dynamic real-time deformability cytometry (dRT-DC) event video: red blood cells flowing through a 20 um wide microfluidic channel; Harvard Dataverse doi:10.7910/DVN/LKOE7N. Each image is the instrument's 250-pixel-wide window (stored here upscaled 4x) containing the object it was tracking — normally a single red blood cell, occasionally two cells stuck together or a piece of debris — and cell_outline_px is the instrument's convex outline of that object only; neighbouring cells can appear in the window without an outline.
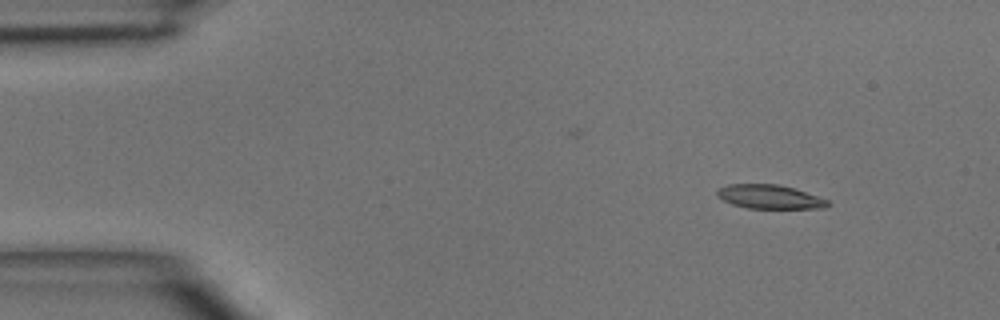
{"species": "common noctule bat (a hibernating species)", "species_latin": "Nyctalus noctula", "temperature_condition": "room temperature", "stored_images_in_passage": 5, "camera_frame_rate_fps": 3000, "um_per_image_px": 0.085, "animal": {"sex": "male", "body_mass_g": 15.6}, "frame": {"image": 1, "passage_image": 2, "time_ms": 2.0, "image_size_px": [1000, 320], "cell_outline_px": [[832, 204], [824, 208], [748, 208], [732, 204], [716, 196], [716, 192], [720, 188], [728, 184], [776, 184], [796, 188], [828, 200]], "centroid_in_image_um": [65.44, 16.72], "position_along_channel_um": 19.6, "area_um2": 15.43}}